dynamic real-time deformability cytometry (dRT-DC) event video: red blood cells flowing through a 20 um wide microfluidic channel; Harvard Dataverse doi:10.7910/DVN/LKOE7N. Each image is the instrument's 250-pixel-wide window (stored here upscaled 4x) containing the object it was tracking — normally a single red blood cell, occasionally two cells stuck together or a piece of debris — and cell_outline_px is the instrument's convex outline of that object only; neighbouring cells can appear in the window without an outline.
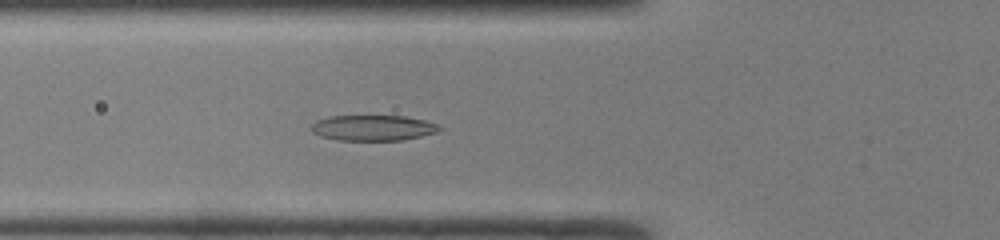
{"species": "common noctule bat (a hibernating species)", "species_latin": "Nyctalus noctula", "temperature_condition": "room temperature", "stored_images_in_passage": 47, "camera_frame_rate_fps": 3000, "um_per_image_px": 0.085, "animal": {"sex": "male", "body_mass_g": 19.0, "forearm_length_mm": 50.8}, "frame": {"image": 1, "passage_image": 17, "time_ms": 5.333, "image_size_px": [1000, 240], "cell_outline_px": [[444, 128], [440, 132], [404, 140], [336, 140], [320, 136], [312, 132], [312, 124], [316, 120], [328, 116], [404, 116], [424, 120], [440, 124]], "centroid_in_image_um": [31.76, 10.87], "position_along_channel_um": 94.0, "area_um2": 19.36}}
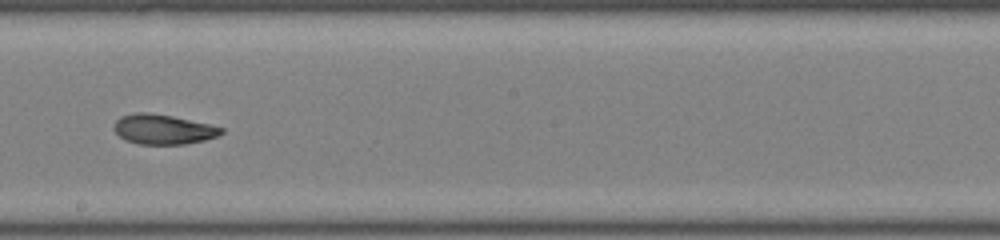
{"frame": {"image": 2, "passage_image": 27, "time_ms": 8.667, "image_size_px": [1000, 240], "cell_outline_px": [[224, 132], [216, 136], [204, 140], [184, 144], [140, 144], [124, 140], [112, 128], [112, 124], [120, 116], [136, 112], [148, 112], [172, 116], [208, 124], [224, 128]], "centroid_in_image_um": [13.81, 10.98], "position_along_channel_um": 234.4, "area_um2": 18.67}}
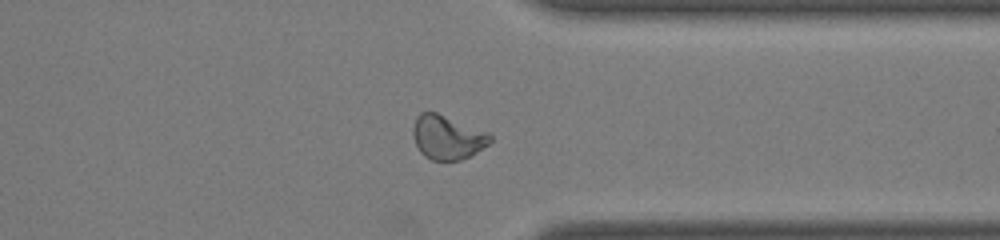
{"frame": {"image": 3, "passage_image": 37, "time_ms": 12.0, "image_size_px": [1000, 240], "cell_outline_px": [[492, 140], [488, 144], [476, 152], [460, 160], [432, 160], [424, 156], [420, 152], [412, 136], [412, 128], [416, 116], [420, 112], [436, 112], [488, 132], [492, 136]], "centroid_in_image_um": [37.99, 11.66], "position_along_channel_um": 373.4, "area_um2": 19.77}, "authors_computed_cell_mechanics": {"area_um2": 19.8832, "velocity_mm_per_s": 4.21, "shape_relaxation_time_tau1_ms": 10.9351, "shape_relaxation_time_tau2_ms": 1.3579, "deformation_change_tau1": 0.3113, "deformation_change_tau2": 0.0691}}